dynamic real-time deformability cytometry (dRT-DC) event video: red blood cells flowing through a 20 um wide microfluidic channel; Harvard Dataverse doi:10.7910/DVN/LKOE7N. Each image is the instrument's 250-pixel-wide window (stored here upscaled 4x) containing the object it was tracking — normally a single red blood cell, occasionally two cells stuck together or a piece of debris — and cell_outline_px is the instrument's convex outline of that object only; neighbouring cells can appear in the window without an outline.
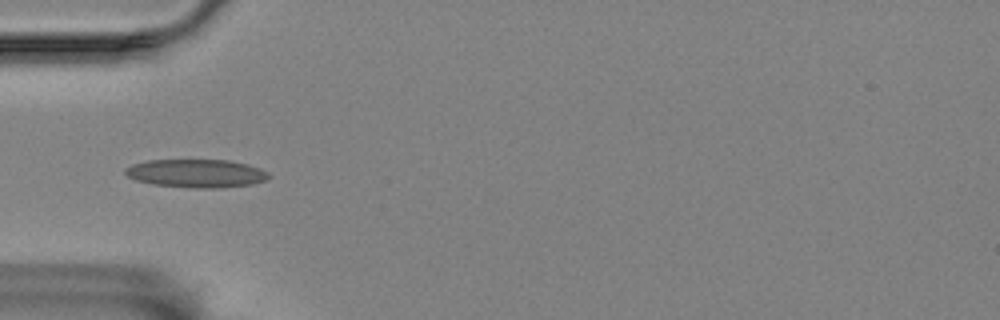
{"species": "Egyptian fruit bat (a non-hibernating species)", "species_latin": "Rousettus aegyptiacus", "temperature_condition": "room temperature", "stored_images_in_passage": 25, "camera_frame_rate_fps": 3000, "um_per_image_px": 0.085, "animal": {"sex": "female"}, "frame": {"image": 1, "passage_image": 1, "time_ms": 0.0, "image_size_px": [1000, 320], "cell_outline_px": [[272, 176], [268, 180], [252, 184], [220, 188], [192, 188], [152, 184], [136, 180], [128, 176], [124, 172], [124, 168], [132, 164], [148, 160], [228, 160], [248, 164], [260, 168], [268, 172]], "centroid_in_image_um": [16.72, 14.74], "position_along_channel_um": 68.3, "area_um2": 23.87}}
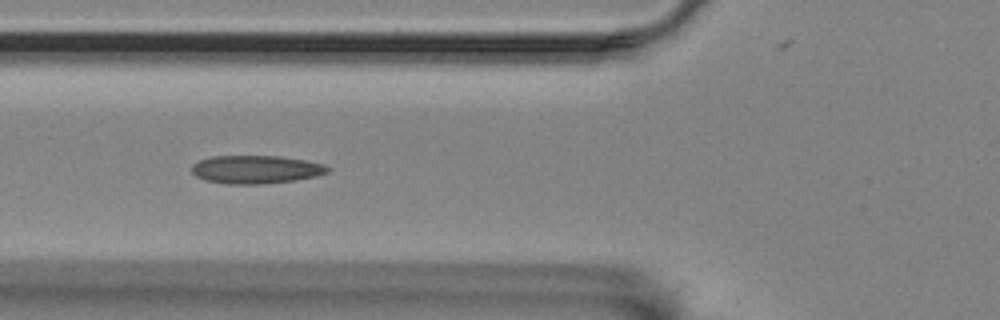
{"frame": {"image": 2, "passage_image": 4, "time_ms": 1.0, "image_size_px": [1000, 320], "cell_outline_px": [[328, 172], [316, 176], [296, 180], [260, 184], [228, 184], [204, 180], [196, 176], [192, 172], [192, 164], [200, 160], [212, 156], [280, 156], [304, 160], [324, 164], [328, 168]], "centroid_in_image_um": [21.73, 14.4], "position_along_channel_um": 104.1, "area_um2": 22.25}}
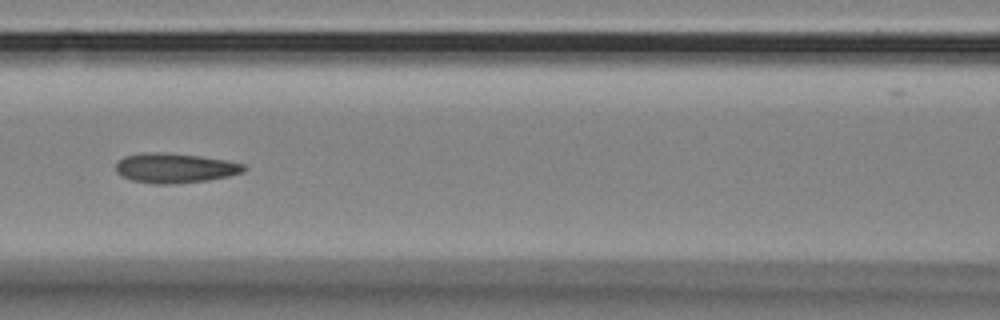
{"frame": {"image": 3, "passage_image": 8, "time_ms": 2.333, "image_size_px": [1000, 320], "cell_outline_px": [[248, 168], [244, 172], [228, 176], [208, 180], [176, 184], [152, 184], [132, 180], [120, 176], [116, 172], [116, 164], [124, 156], [144, 152], [164, 152], [200, 156], [224, 160], [244, 164]], "centroid_in_image_um": [14.86, 14.29], "position_along_channel_um": 151.7, "area_um2": 22.37}}